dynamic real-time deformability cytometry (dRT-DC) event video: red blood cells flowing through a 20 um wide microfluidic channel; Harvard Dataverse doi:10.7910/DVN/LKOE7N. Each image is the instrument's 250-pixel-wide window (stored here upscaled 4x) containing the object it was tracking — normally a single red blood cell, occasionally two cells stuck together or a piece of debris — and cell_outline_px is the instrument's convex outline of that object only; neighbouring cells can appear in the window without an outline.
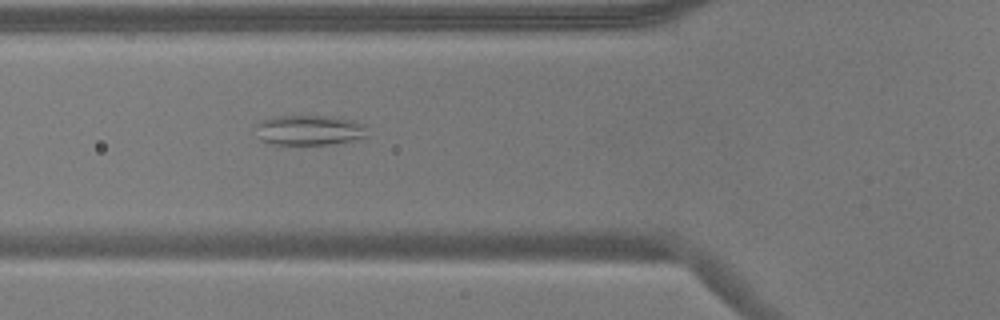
{"species": "common noctule bat (a hibernating species)", "species_latin": "Nyctalus noctula", "temperature_condition": "warm", "stored_images_in_passage": 47, "camera_frame_rate_fps": 3000, "um_per_image_px": 0.085, "animal": {"sex": "male", "body_mass_g": 17.9}, "frame": {"image": 1, "passage_image": 12, "time_ms": 3.667, "image_size_px": [1000, 320], "cell_outline_px": [[368, 136], [328, 144], [272, 144], [260, 140], [256, 124], [260, 120], [272, 116], [340, 116], [356, 120], [364, 124]], "centroid_in_image_um": [26.29, 11.03], "position_along_channel_um": 99.5, "area_um2": 19.65}}
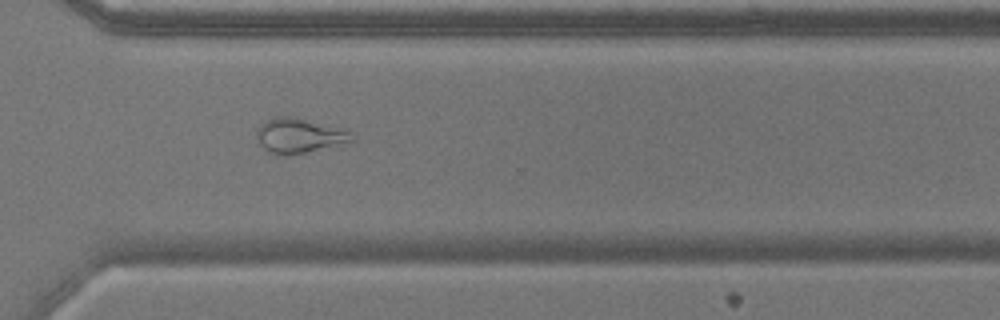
{"frame": {"image": 2, "passage_image": 32, "time_ms": 10.333, "image_size_px": [1000, 320], "cell_outline_px": [[356, 140], [304, 152], [284, 156], [268, 152], [256, 140], [256, 128], [264, 120], [276, 116], [288, 116], [304, 120], [348, 132]], "centroid_in_image_um": [25.27, 11.54], "position_along_channel_um": 345.3, "area_um2": 18.55}}
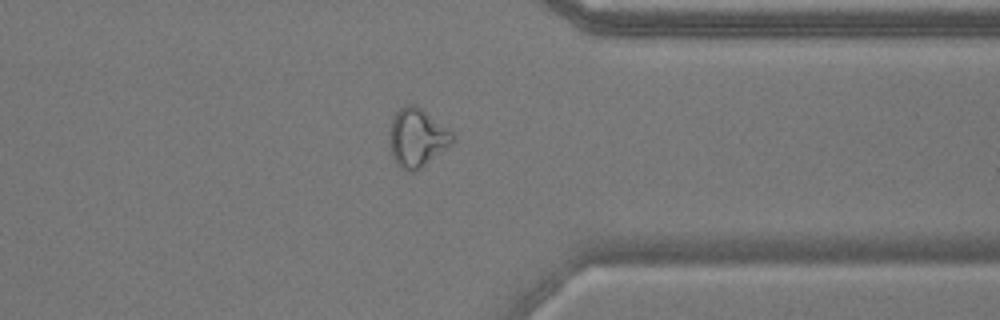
{"frame": {"image": 3, "passage_image": 35, "time_ms": 11.333, "image_size_px": [1000, 320], "cell_outline_px": [[456, 136], [452, 144], [420, 168], [412, 172], [408, 172], [400, 168], [396, 164], [392, 156], [388, 140], [388, 136], [392, 116], [404, 104], [416, 104], [452, 132]], "centroid_in_image_um": [35.41, 11.7], "position_along_channel_um": 376.0, "area_um2": 21.68}, "authors_computed_cell_mechanics": {"area_um2": 20.9814, "velocity_mm_per_s": 3.6859, "shape_relaxation_time_tau1_ms": null, "shape_relaxation_time_tau2_ms": 2.9954, "deformation_change_tau1": null, "deformation_change_tau2": 0.119}}